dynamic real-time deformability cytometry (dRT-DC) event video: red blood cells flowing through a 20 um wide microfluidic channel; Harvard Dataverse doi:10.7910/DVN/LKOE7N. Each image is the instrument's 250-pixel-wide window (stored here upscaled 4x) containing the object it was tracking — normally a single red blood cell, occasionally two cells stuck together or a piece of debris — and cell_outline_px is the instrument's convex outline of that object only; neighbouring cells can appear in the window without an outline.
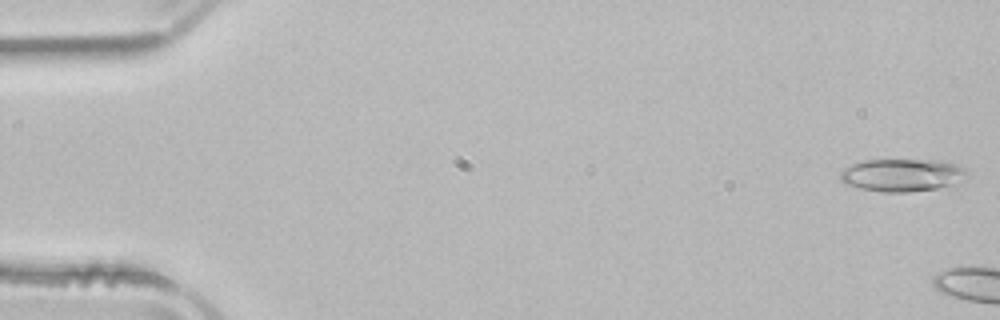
{"species": "common noctule bat (a hibernating species)", "species_latin": "Nyctalus noctula", "temperature_condition": "room temperature", "stored_images_in_passage": 5, "camera_frame_rate_fps": 3000, "um_per_image_px": 0.085, "animal": {"sex": "male", "body_mass_g": 21.5, "forearm_length_mm": 52.0}, "frame": {"image": 1, "passage_image": 1, "time_ms": 0.0, "image_size_px": [1000, 320], "cell_outline_px": [[968, 176], [956, 188], [908, 192], [884, 192], [860, 188], [844, 184], [840, 180], [840, 172], [844, 168], [852, 164], [864, 160], [944, 160], [956, 164], [964, 168], [968, 172]], "centroid_in_image_um": [76.81, 14.91], "position_along_channel_um": 8.2, "area_um2": 25.09}}